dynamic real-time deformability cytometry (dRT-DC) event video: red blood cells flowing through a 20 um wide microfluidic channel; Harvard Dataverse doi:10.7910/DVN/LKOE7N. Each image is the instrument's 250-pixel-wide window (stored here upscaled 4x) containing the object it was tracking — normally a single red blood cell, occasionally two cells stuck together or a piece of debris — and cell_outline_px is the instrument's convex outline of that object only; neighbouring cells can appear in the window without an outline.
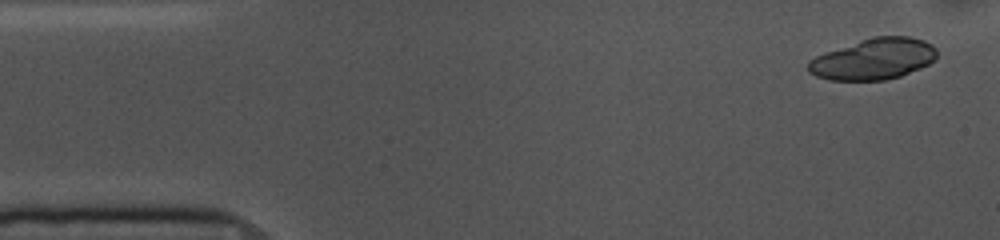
{"species": "common noctule bat (a hibernating species)", "species_latin": "Nyctalus noctula", "temperature_condition": "cold", "stored_images_in_passage": 10, "camera_frame_rate_fps": 3000, "um_per_image_px": 0.085, "animal": {"sex": "female", "body_mass_g": 10.0, "forearm_length_mm": 53.1}, "frame": {"image": 1, "passage_image": 2, "time_ms": 0.333, "image_size_px": [1000, 240], "cell_outline_px": [[936, 60], [920, 68], [900, 76], [884, 80], [828, 80], [816, 76], [808, 72], [808, 60], [824, 52], [876, 36], [908, 36], [924, 40], [932, 44], [936, 48]], "centroid_in_image_um": [74.25, 5.02], "position_along_channel_um": 10.7, "area_um2": 30.75}}